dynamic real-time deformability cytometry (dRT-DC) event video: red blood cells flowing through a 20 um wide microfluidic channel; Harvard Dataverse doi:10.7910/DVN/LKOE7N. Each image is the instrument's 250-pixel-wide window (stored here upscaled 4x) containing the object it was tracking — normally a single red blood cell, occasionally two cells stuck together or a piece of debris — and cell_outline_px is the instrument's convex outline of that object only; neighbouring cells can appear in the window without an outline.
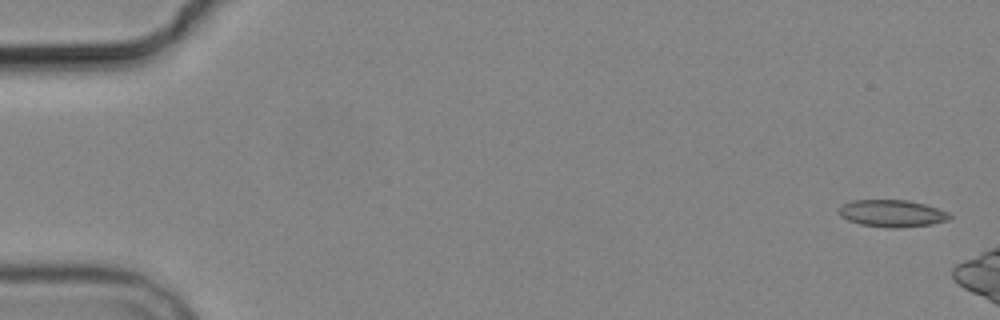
{"species": "common noctule bat (a hibernating species)", "species_latin": "Nyctalus noctula", "temperature_condition": "cold", "stored_images_in_passage": 6, "segment_of_instrument_passage": [2, 2], "camera_frame_rate_fps": 3000, "um_per_image_px": 0.085, "animal": {"sex": "male", "body_mass_g": 19.2, "forearm_length_mm": 51.8}, "frame": {"image": 1, "passage_image": 6, "time_ms": 7.333, "image_size_px": [1000, 320], "cell_outline_px": [[952, 216], [948, 220], [932, 224], [900, 228], [896, 228], [860, 224], [848, 220], [840, 216], [836, 212], [836, 208], [840, 204], [852, 200], [908, 200], [924, 204], [948, 212]], "centroid_in_image_um": [75.76, 18.13], "position_along_channel_um": 9.2, "area_um2": 17.63}}